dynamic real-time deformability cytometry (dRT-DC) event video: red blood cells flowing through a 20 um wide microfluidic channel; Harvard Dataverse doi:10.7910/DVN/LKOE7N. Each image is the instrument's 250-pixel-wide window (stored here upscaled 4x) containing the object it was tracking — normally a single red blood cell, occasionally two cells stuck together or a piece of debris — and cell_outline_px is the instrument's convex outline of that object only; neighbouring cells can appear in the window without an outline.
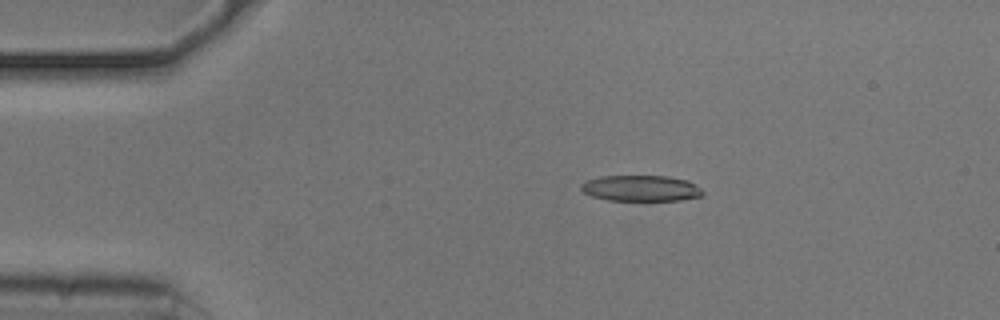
{"species": "common noctule bat (a hibernating species)", "species_latin": "Nyctalus noctula", "temperature_condition": "cold", "stored_images_in_passage": 45, "camera_frame_rate_fps": 3000, "um_per_image_px": 0.085, "animal": {"sex": "male", "body_mass_g": 20.5, "forearm_length_mm": 52.5}, "frame": {"image": 1, "passage_image": 1, "time_ms": 0.0, "image_size_px": [1000, 320], "cell_outline_px": [[704, 196], [680, 200], [608, 200], [592, 196], [584, 192], [580, 188], [580, 184], [584, 180], [600, 176], [668, 176], [688, 180], [700, 188], [704, 192]], "centroid_in_image_um": [54.47, 15.99], "position_along_channel_um": 30.5, "area_um2": 18.5}}
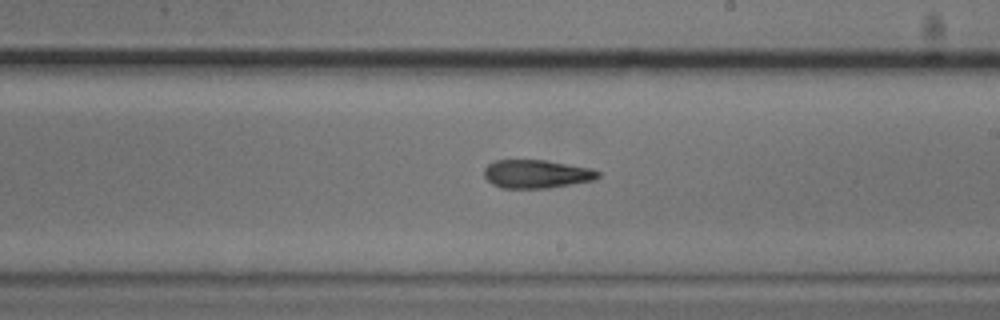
{"frame": {"image": 2, "passage_image": 22, "time_ms": 7.0, "image_size_px": [1000, 320], "cell_outline_px": [[600, 176], [596, 180], [548, 188], [500, 188], [492, 184], [484, 176], [484, 168], [488, 164], [496, 160], [544, 160], [592, 168], [600, 172]], "centroid_in_image_um": [45.62, 14.79], "position_along_channel_um": 243.4, "area_um2": 18.96}}
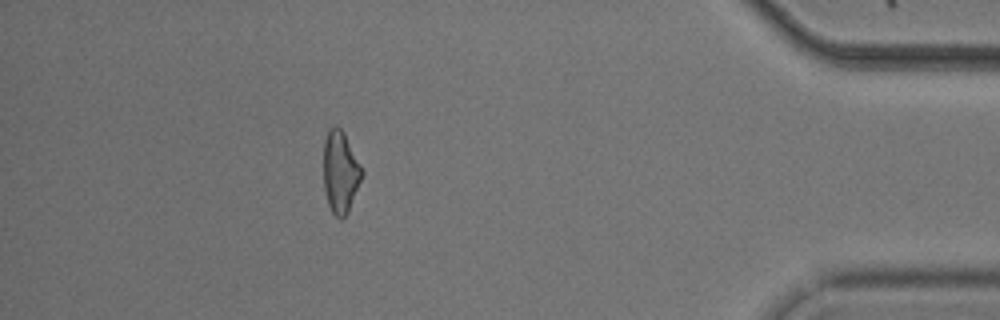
{"frame": {"image": 3, "passage_image": 39, "time_ms": 12.667, "image_size_px": [1000, 320], "cell_outline_px": [[364, 172], [348, 212], [340, 220], [332, 212], [328, 204], [324, 192], [324, 140], [328, 128], [336, 124], [344, 132]], "centroid_in_image_um": [28.92, 14.6], "position_along_channel_um": 406.3, "area_um2": 18.38}, "authors_computed_cell_mechanics": {"area_um2": 19.0162, "velocity_mm_per_s": 3.7308, "shape_relaxation_time_tau1_ms": null, "shape_relaxation_time_tau2_ms": 6.4977, "deformation_change_tau1": null, "deformation_change_tau2": 0.192}}